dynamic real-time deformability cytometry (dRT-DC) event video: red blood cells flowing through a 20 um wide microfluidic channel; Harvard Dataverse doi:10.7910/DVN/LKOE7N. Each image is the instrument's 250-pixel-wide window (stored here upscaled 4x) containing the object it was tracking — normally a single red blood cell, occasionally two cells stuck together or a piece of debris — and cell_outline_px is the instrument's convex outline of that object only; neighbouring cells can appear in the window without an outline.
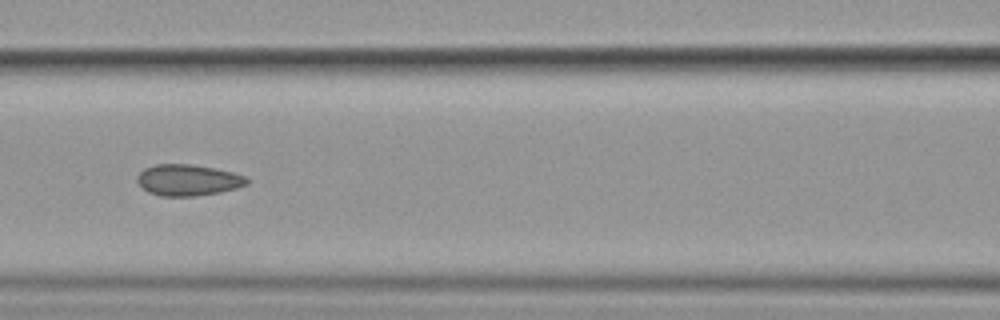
{"species": "common noctule bat (a hibernating species)", "species_latin": "Nyctalus noctula", "temperature_condition": "cold", "stored_images_in_passage": 15, "camera_frame_rate_fps": 3000, "um_per_image_px": 0.085, "animal": {"sex": "female", "body_mass_g": 19.9}, "frame": {"image": 1, "passage_image": 7, "time_ms": 7.667, "image_size_px": [1000, 320], "cell_outline_px": [[248, 184], [236, 188], [220, 192], [196, 196], [160, 196], [148, 192], [136, 180], [136, 176], [144, 168], [156, 164], [192, 164], [232, 172], [244, 176], [248, 180]], "centroid_in_image_um": [15.95, 15.31], "position_along_channel_um": 150.6, "area_um2": 19.88}}
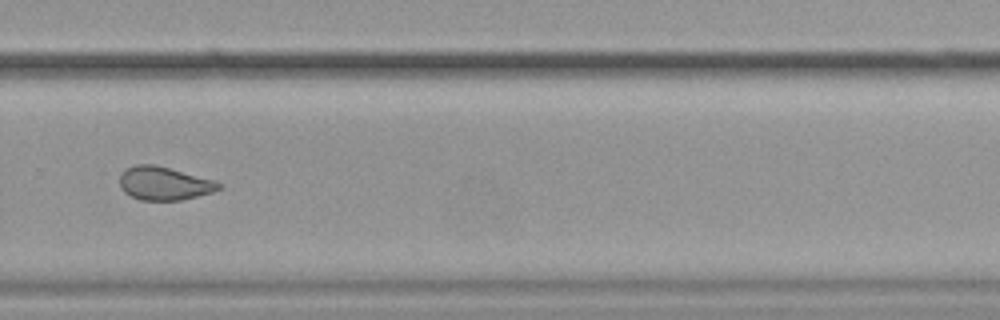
{"frame": {"image": 2, "passage_image": 11, "time_ms": 12.333, "image_size_px": [1000, 320], "cell_outline_px": [[224, 184], [220, 188], [212, 192], [180, 200], [140, 200], [124, 192], [120, 188], [120, 176], [124, 168], [136, 164], [156, 164], [212, 180]], "centroid_in_image_um": [13.91, 15.58], "position_along_channel_um": 315.9, "area_um2": 19.19}}
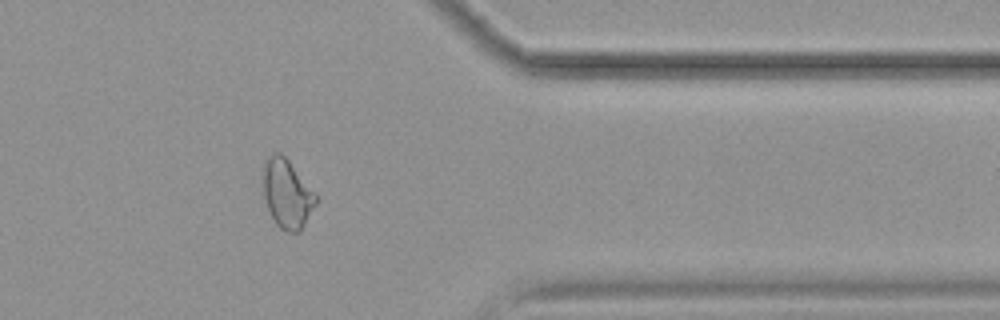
{"frame": {"image": 3, "passage_image": 13, "time_ms": 14.667, "image_size_px": [1000, 320], "cell_outline_px": [[316, 204], [300, 232], [288, 232], [280, 228], [276, 224], [268, 208], [264, 196], [260, 172], [260, 168], [276, 152], [280, 152], [288, 160], [316, 192]], "centroid_in_image_um": [24.38, 16.46], "position_along_channel_um": 387.0, "area_um2": 21.27}, "authors_computed_cell_mechanics": {"area_um2": 21.2704, "velocity_mm_per_s": 3.5569, "shape_relaxation_time_tau1_ms": null, "shape_relaxation_time_tau2_ms": 1.4601, "deformation_change_tau1": null, "deformation_change_tau2": 0.0345}}